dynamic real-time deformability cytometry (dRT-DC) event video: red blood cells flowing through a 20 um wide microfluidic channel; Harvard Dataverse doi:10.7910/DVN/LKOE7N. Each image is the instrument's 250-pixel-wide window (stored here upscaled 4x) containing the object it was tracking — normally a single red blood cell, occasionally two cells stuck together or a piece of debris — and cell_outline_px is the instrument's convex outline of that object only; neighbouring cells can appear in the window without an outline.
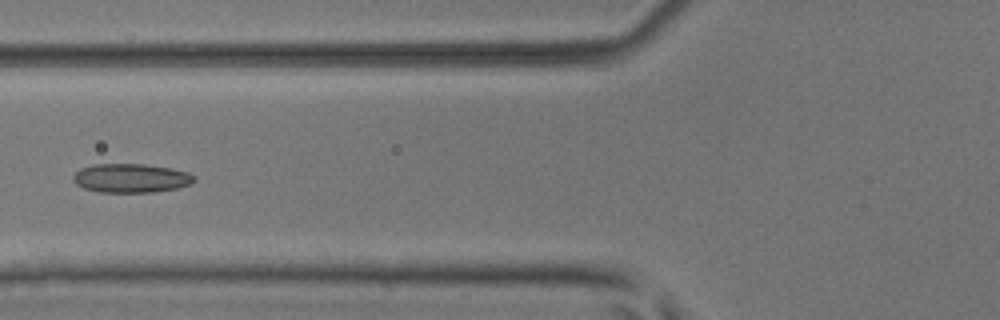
{"species": "common noctule bat (a hibernating species)", "species_latin": "Nyctalus noctula", "temperature_condition": "room temperature", "stored_images_in_passage": 5, "camera_frame_rate_fps": 3000, "um_per_image_px": 0.085, "animal": {"sex": "male", "body_mass_g": 17.9, "forearm_length_mm": 54.2}, "frame": {"image": 1, "passage_image": 5, "time_ms": 1.333, "image_size_px": [1000, 320], "cell_outline_px": [[196, 180], [192, 184], [176, 188], [152, 192], [100, 192], [84, 188], [76, 184], [72, 180], [72, 176], [80, 168], [96, 164], [144, 164], [168, 168], [188, 172], [196, 176]], "centroid_in_image_um": [11.13, 15.14], "position_along_channel_um": 114.7, "area_um2": 20.4}}